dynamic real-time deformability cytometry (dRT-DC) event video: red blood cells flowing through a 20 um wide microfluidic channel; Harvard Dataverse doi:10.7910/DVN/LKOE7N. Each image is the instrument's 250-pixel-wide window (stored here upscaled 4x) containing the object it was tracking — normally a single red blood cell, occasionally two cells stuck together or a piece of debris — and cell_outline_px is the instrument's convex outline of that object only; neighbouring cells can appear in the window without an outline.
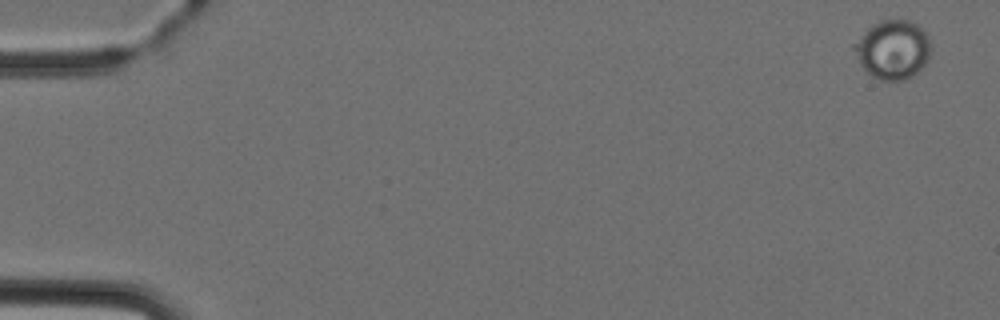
{"species": "Egyptian fruit bat (a non-hibernating species)", "species_latin": "Rousettus aegyptiacus", "temperature_condition": "cold", "stored_images_in_passage": 4, "camera_frame_rate_fps": 3000, "um_per_image_px": 0.085, "animal": {"sex": "female"}, "frame": {"image": 1, "passage_image": 1, "time_ms": 0.0, "image_size_px": [1000, 320], "cell_outline_px": [[932, 48], [928, 60], [912, 76], [904, 80], [880, 80], [872, 76], [860, 64], [852, 48], [852, 44], [872, 24], [880, 20], [892, 16], [912, 20], [924, 28], [928, 32]], "centroid_in_image_um": [75.92, 4.14], "position_along_channel_um": 9.1, "area_um2": 27.17}}
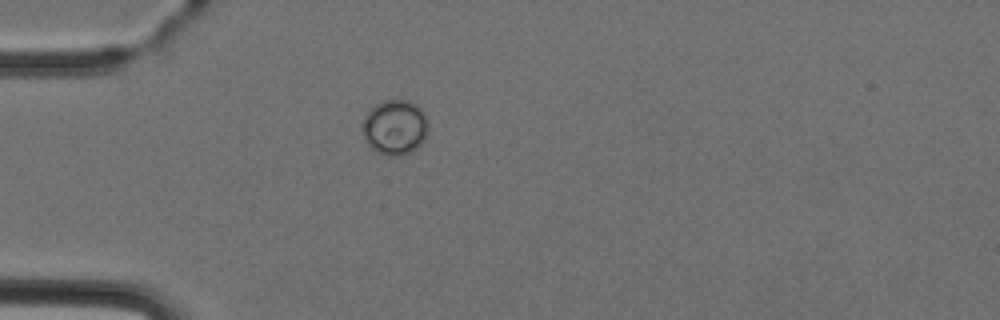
{"frame": {"image": 2, "passage_image": 4, "time_ms": 4.333, "image_size_px": [1000, 320], "cell_outline_px": [[428, 132], [424, 140], [412, 152], [400, 156], [388, 156], [376, 152], [368, 144], [360, 128], [360, 124], [368, 112], [376, 104], [384, 100], [408, 100], [416, 104], [424, 112], [428, 124]], "centroid_in_image_um": [33.56, 10.83], "position_along_channel_um": 51.4, "area_um2": 21.39}}